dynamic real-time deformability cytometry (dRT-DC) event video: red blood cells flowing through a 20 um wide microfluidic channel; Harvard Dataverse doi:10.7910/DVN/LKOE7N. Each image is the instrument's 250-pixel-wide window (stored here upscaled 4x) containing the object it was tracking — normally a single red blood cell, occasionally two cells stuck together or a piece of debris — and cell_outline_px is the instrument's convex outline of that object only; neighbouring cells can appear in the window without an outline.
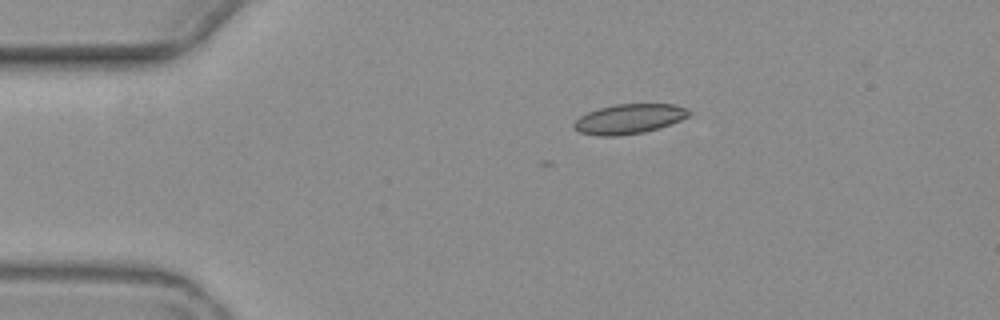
{"species": "common noctule bat (a hibernating species)", "species_latin": "Nyctalus noctula", "temperature_condition": "warm", "stored_images_in_passage": 6, "camera_frame_rate_fps": 3000, "um_per_image_px": 0.085, "animal": {"sex": "female", "body_mass_g": 19.3, "forearm_length_mm": 54.1}, "frame": {"image": 1, "passage_image": 3, "time_ms": 3.333, "image_size_px": [1000, 320], "cell_outline_px": [[692, 112], [688, 116], [672, 124], [660, 128], [644, 132], [620, 136], [596, 136], [580, 132], [572, 128], [572, 124], [580, 116], [588, 112], [600, 108], [616, 104], [676, 104], [688, 108]], "centroid_in_image_um": [53.49, 10.11], "position_along_channel_um": 31.5, "area_um2": 20.17}}